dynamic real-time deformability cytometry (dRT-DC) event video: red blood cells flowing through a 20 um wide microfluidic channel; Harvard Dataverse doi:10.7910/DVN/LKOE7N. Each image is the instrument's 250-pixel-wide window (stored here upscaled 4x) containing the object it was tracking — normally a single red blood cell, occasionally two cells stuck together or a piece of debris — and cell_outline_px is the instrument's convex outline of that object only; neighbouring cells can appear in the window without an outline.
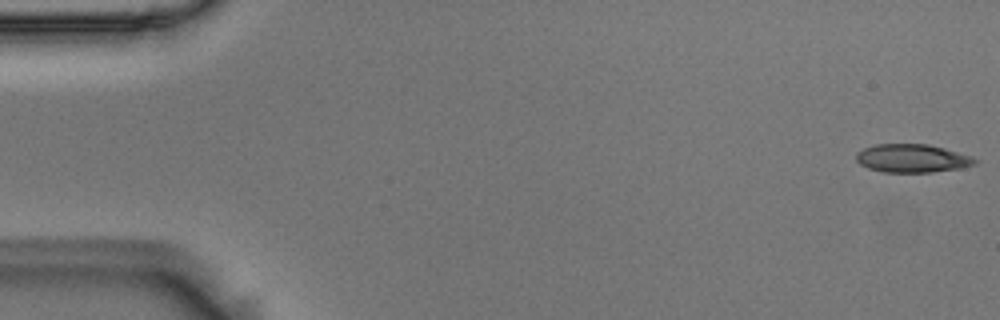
{"species": "Egyptian fruit bat (a non-hibernating species)", "species_latin": "Rousettus aegyptiacus", "temperature_condition": "room temperature", "stored_images_in_passage": 54, "camera_frame_rate_fps": 3000, "um_per_image_px": 0.085, "animal": {"sex": "male"}, "frame": {"image": 1, "passage_image": 1, "time_ms": 0.0, "image_size_px": [1000, 320], "cell_outline_px": [[980, 160], [976, 164], [960, 168], [932, 172], [884, 172], [868, 168], [860, 164], [856, 160], [856, 152], [864, 148], [876, 144], [928, 144], [944, 148], [972, 156]], "centroid_in_image_um": [77.55, 13.45], "position_along_channel_um": 7.4, "area_um2": 19.65}}
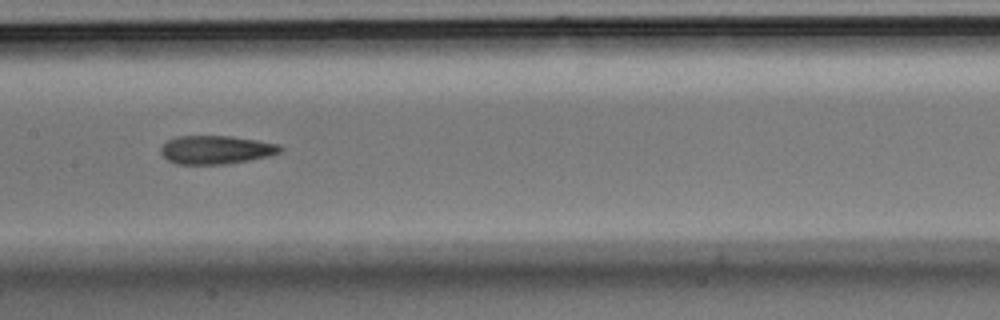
{"frame": {"image": 2, "passage_image": 27, "time_ms": 8.667, "image_size_px": [1000, 320], "cell_outline_px": [[284, 148], [280, 152], [268, 156], [248, 160], [224, 164], [176, 164], [168, 160], [160, 152], [160, 148], [168, 140], [180, 136], [232, 136], [280, 144]], "centroid_in_image_um": [18.37, 12.73], "position_along_channel_um": 189.0, "area_um2": 19.71}}
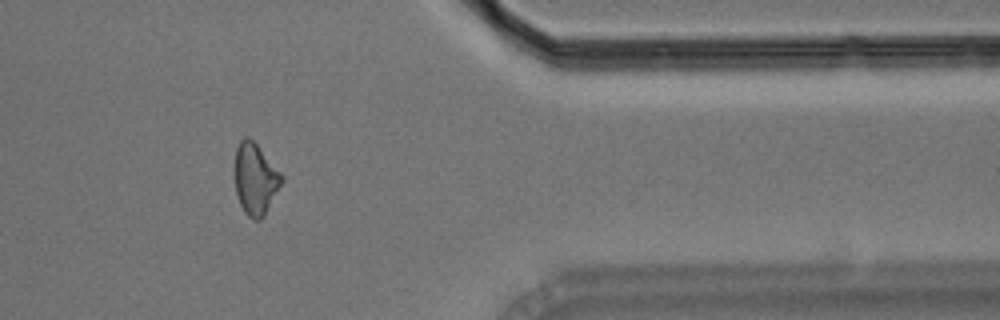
{"frame": {"image": 3, "passage_image": 45, "time_ms": 14.667, "image_size_px": [1000, 320], "cell_outline_px": [[284, 180], [264, 216], [260, 220], [252, 220], [244, 212], [240, 204], [236, 192], [232, 172], [236, 148], [240, 140], [244, 136], [248, 136], [256, 144], [284, 176]], "centroid_in_image_um": [21.67, 15.21], "position_along_channel_um": 389.7, "area_um2": 19.94}, "authors_computed_cell_mechanics": {"area_um2": 19.9121, "velocity_mm_per_s": 3.6765, "shape_relaxation_time_tau1_ms": null, "shape_relaxation_time_tau2_ms": 2.0843, "deformation_change_tau1": null, "deformation_change_tau2": 0.0954}}